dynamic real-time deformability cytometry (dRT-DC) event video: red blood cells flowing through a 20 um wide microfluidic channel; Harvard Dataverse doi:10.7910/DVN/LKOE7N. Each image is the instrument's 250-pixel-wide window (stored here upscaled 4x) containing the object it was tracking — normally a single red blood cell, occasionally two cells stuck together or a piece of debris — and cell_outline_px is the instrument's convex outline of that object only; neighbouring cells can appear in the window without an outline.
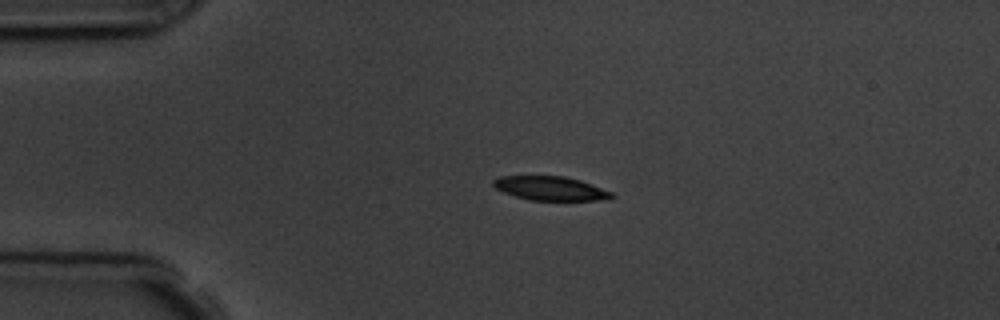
{"species": "common noctule bat (a hibernating species)", "species_latin": "Nyctalus noctula", "temperature_condition": "room temperature", "stored_images_in_passage": 5, "camera_frame_rate_fps": 3000, "um_per_image_px": 0.085, "animal": {"sex": "male", "body_mass_g": 19.5, "forearm_length_mm": 54.6}, "frame": {"image": 1, "passage_image": 4, "time_ms": 3.333, "image_size_px": [1000, 320], "cell_outline_px": [[616, 196], [608, 200], [528, 200], [504, 192], [496, 188], [492, 184], [492, 180], [500, 176], [564, 176], [580, 180], [612, 192]], "centroid_in_image_um": [46.8, 16.01], "position_along_channel_um": 38.2, "area_um2": 16.53}}